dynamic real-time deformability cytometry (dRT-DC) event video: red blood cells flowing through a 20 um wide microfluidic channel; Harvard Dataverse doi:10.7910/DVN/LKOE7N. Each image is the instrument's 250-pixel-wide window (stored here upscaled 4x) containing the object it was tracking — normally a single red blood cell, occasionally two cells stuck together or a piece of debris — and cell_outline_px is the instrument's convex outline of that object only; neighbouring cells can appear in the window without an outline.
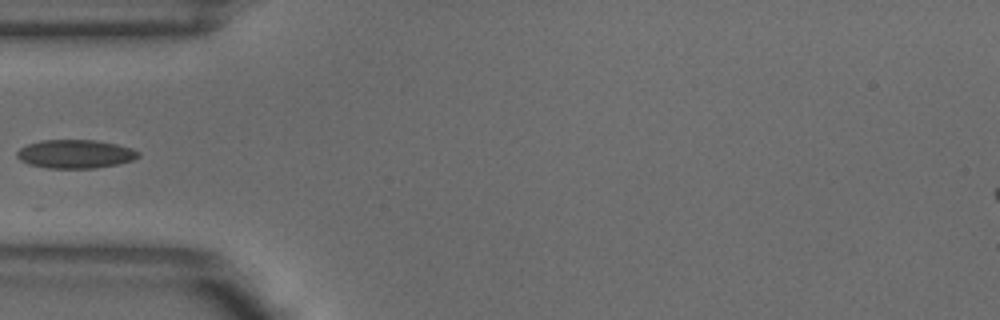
{"species": "common noctule bat (a hibernating species)", "species_latin": "Nyctalus noctula", "temperature_condition": "warm", "stored_images_in_passage": 4, "camera_frame_rate_fps": 3000, "um_per_image_px": 0.085, "animal": {"sex": "male", "body_mass_g": 18.8}, "frame": {"image": 1, "passage_image": 4, "time_ms": 1.0, "image_size_px": [1000, 320], "cell_outline_px": [[140, 156], [132, 160], [120, 164], [96, 168], [48, 168], [28, 164], [20, 160], [16, 156], [16, 152], [20, 148], [28, 144], [40, 140], [96, 140], [116, 144], [132, 148], [140, 152]], "centroid_in_image_um": [6.41, 13.09], "position_along_channel_um": 78.6, "area_um2": 20.35}}